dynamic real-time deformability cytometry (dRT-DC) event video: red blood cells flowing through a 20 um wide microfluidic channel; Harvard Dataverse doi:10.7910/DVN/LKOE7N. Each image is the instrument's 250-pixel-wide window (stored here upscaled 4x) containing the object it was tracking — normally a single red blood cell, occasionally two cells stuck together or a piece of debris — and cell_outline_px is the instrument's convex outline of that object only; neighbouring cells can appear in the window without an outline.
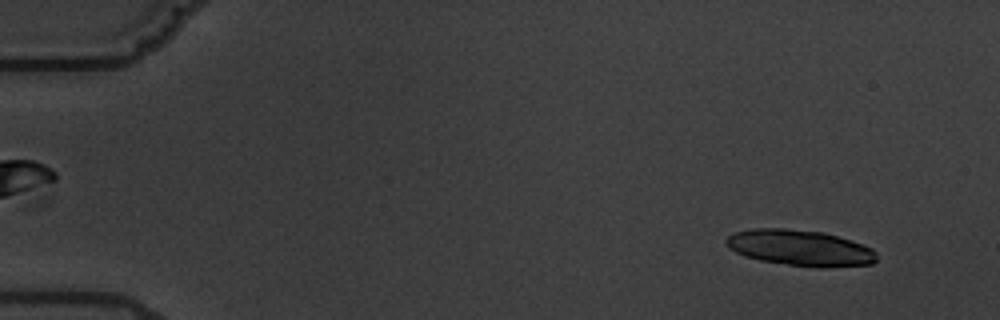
{"species": "common noctule bat (a hibernating species)", "species_latin": "Nyctalus noctula", "temperature_condition": "warm", "stored_images_in_passage": 4, "camera_frame_rate_fps": 3000, "um_per_image_px": 0.085, "animal": {"sex": "male", "body_mass_g": 19.5, "forearm_length_mm": 54.6}, "frame": {"image": 1, "passage_image": 1, "time_ms": 0.0, "image_size_px": [1000, 320], "cell_outline_px": [[876, 260], [872, 264], [820, 268], [788, 264], [760, 260], [744, 256], [728, 248], [724, 240], [732, 232], [752, 228], [784, 228], [824, 232], [852, 240], [872, 248], [876, 252]], "centroid_in_image_um": [67.99, 21.06], "position_along_channel_um": 17.0, "area_um2": 31.73}}